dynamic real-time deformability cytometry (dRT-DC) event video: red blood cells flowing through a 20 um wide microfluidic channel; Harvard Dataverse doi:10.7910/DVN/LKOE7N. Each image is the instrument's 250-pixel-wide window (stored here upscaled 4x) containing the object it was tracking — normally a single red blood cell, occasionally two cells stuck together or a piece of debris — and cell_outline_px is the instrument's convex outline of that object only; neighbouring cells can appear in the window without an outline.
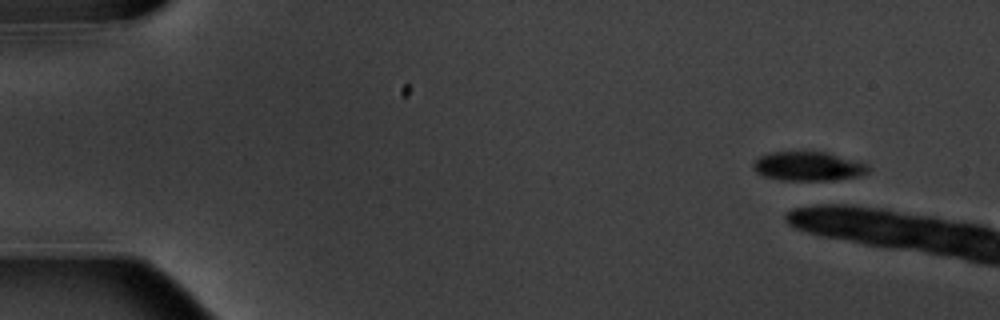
{"species": "common noctule bat (a hibernating species)", "species_latin": "Nyctalus noctula", "temperature_condition": "warm", "stored_images_in_passage": 3, "camera_frame_rate_fps": 3000, "um_per_image_px": 0.085, "animal": {"sex": "male", "body_mass_g": 20.1, "forearm_length_mm": 53.5}, "frame": {"image": 1, "passage_image": 1, "time_ms": 0.0, "image_size_px": [1000, 320], "cell_outline_px": [[868, 172], [856, 176], [832, 180], [780, 180], [764, 176], [756, 172], [752, 168], [752, 164], [760, 156], [768, 152], [828, 152], [864, 164], [868, 168]], "centroid_in_image_um": [68.61, 14.13], "position_along_channel_um": 16.4, "area_um2": 19.19}}